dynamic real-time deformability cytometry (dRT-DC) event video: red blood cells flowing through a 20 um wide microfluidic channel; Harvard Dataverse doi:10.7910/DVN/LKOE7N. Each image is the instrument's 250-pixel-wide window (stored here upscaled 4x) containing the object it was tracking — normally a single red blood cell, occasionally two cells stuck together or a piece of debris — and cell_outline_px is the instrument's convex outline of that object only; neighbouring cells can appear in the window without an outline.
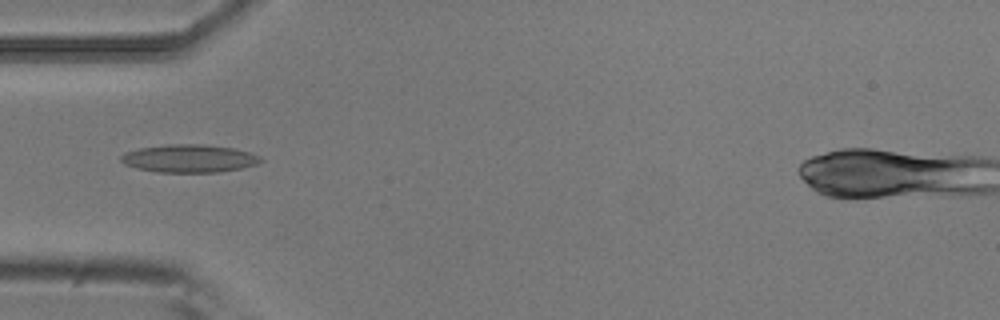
{"species": "common noctule bat (a hibernating species)", "species_latin": "Nyctalus noctula", "temperature_condition": "room temperature", "stored_images_in_passage": 4, "camera_frame_rate_fps": 3000, "um_per_image_px": 0.085, "animal": {"sex": "male", "body_mass_g": 20.5, "forearm_length_mm": 52.5}, "frame": {"image": 1, "passage_image": 1, "time_ms": 0.0, "image_size_px": [1000, 320], "cell_outline_px": [[264, 160], [256, 164], [240, 168], [220, 172], [156, 172], [136, 168], [124, 164], [120, 160], [120, 156], [124, 152], [140, 148], [168, 144], [200, 144], [232, 148], [248, 152], [260, 156]], "centroid_in_image_um": [16.04, 13.47], "position_along_channel_um": 69.0, "area_um2": 22.66}}
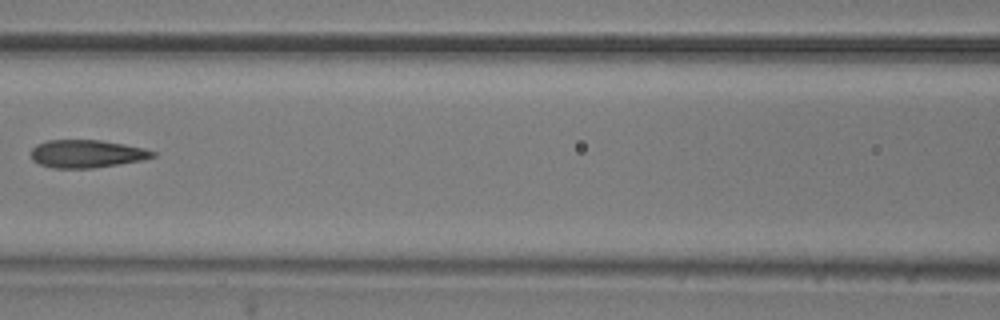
{"frame": {"image": 2, "passage_image": 3, "time_ms": 0.667, "image_size_px": [1000, 320], "cell_outline_px": [[156, 156], [144, 160], [120, 164], [92, 168], [52, 168], [40, 164], [32, 160], [32, 148], [36, 144], [48, 140], [100, 140], [124, 144], [144, 148], [156, 152]], "centroid_in_image_um": [7.39, 13.07], "position_along_channel_um": 159.2, "area_um2": 19.83}}
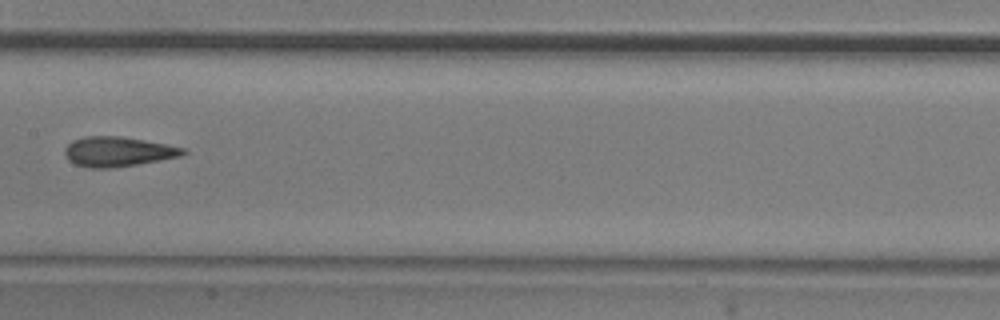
{"frame": {"image": 3, "passage_image": 4, "time_ms": 1.0, "image_size_px": [1000, 320], "cell_outline_px": [[188, 152], [180, 156], [160, 160], [112, 168], [92, 168], [76, 164], [68, 160], [64, 152], [64, 148], [72, 140], [84, 136], [120, 136], [144, 140], [188, 148]], "centroid_in_image_um": [10.03, 12.88], "position_along_channel_um": 197.4, "area_um2": 20.58}}